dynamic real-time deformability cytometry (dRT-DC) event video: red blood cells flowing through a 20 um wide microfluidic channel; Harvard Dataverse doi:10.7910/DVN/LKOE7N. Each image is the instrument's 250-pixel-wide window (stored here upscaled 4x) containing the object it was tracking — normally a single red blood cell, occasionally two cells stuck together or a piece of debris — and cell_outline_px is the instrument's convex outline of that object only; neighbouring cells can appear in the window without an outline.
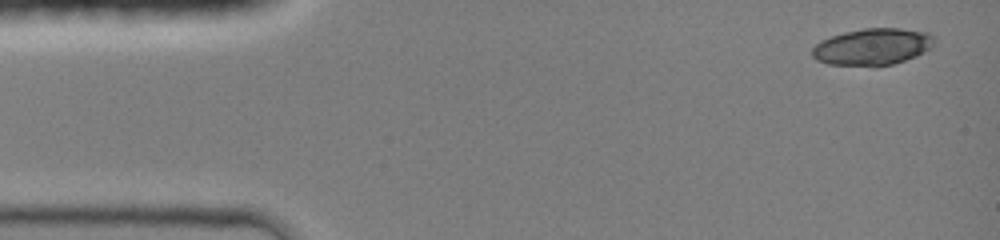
{"species": "common noctule bat (a hibernating species)", "species_latin": "Nyctalus noctula", "temperature_condition": "room temperature", "stored_images_in_passage": 4, "camera_frame_rate_fps": 3000, "um_per_image_px": 0.085, "animal": {"sex": "female", "body_mass_g": 19.0, "forearm_length_mm": 51.5}, "frame": {"image": 1, "passage_image": 1, "time_ms": 0.0, "image_size_px": [1000, 240], "cell_outline_px": [[932, 48], [916, 56], [892, 64], [872, 68], [828, 64], [816, 60], [812, 56], [812, 48], [820, 40], [844, 32], [864, 28], [900, 28], [928, 32], [932, 36]], "centroid_in_image_um": [74.12, 4.0], "position_along_channel_um": 10.9, "area_um2": 26.53}}
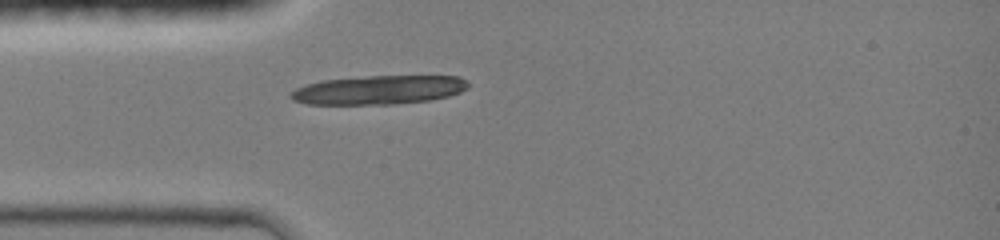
{"frame": {"image": 2, "passage_image": 4, "time_ms": 3.333, "image_size_px": [1000, 240], "cell_outline_px": [[468, 88], [460, 92], [448, 96], [428, 100], [392, 104], [308, 104], [292, 100], [288, 96], [296, 88], [320, 80], [368, 76], [460, 76], [468, 80]], "centroid_in_image_um": [32.2, 7.64], "position_along_channel_um": 52.8, "area_um2": 29.82}}